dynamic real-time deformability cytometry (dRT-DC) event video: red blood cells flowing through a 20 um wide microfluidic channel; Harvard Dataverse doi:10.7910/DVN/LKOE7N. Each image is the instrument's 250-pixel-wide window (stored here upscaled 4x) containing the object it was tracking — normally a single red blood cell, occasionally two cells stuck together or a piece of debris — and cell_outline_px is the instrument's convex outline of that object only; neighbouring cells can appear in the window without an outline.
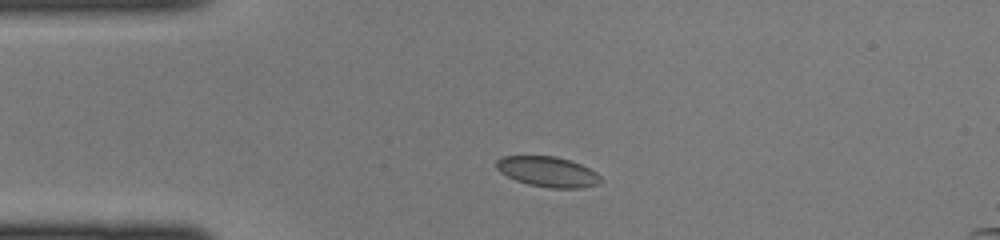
{"species": "common noctule bat (a hibernating species)", "species_latin": "Nyctalus noctula", "temperature_condition": "cold", "stored_images_in_passage": 36, "camera_frame_rate_fps": 3000, "um_per_image_px": 0.085, "animal": {"sex": "female", "body_mass_g": 22.0, "forearm_length_mm": 56.7}, "frame": {"image": 1, "passage_image": 1, "time_ms": 0.0, "image_size_px": [1000, 240], "cell_outline_px": [[604, 180], [600, 184], [580, 188], [548, 188], [528, 184], [516, 180], [500, 172], [496, 168], [496, 160], [504, 156], [556, 156], [580, 164], [596, 172]], "centroid_in_image_um": [46.58, 14.6], "position_along_channel_um": 38.4, "area_um2": 18.44}}
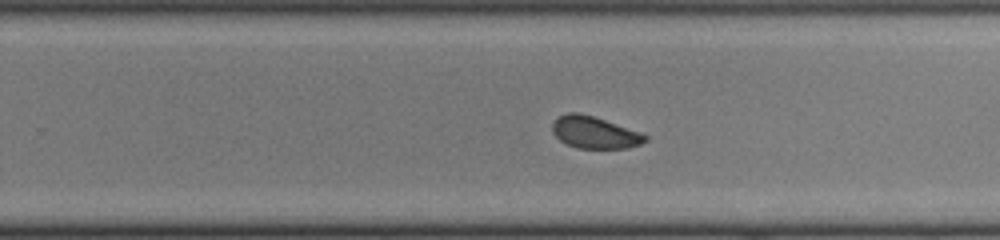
{"frame": {"image": 2, "passage_image": 19, "time_ms": 6.0, "image_size_px": [1000, 240], "cell_outline_px": [[648, 140], [640, 144], [628, 148], [576, 148], [560, 140], [552, 132], [552, 124], [560, 116], [568, 112], [580, 112], [640, 132], [648, 136]], "centroid_in_image_um": [50.54, 11.26], "position_along_channel_um": 279.3, "area_um2": 17.11}}
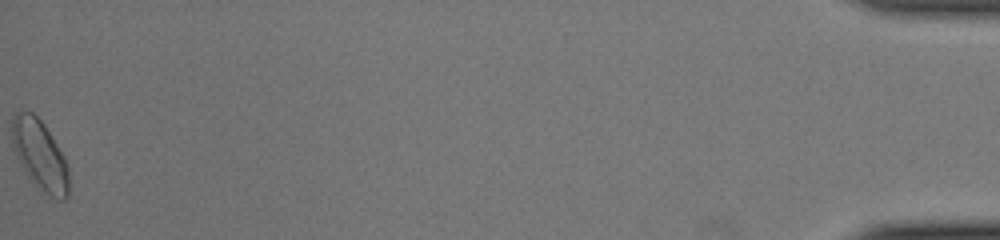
{"frame": {"image": 3, "passage_image": 36, "time_ms": 11.667, "image_size_px": [1000, 240], "cell_outline_px": [[68, 196], [64, 200], [56, 200], [32, 184], [24, 172], [16, 156], [12, 144], [12, 116], [20, 108], [32, 112], [44, 124], [64, 156], [68, 164]], "centroid_in_image_um": [3.37, 13.18], "position_along_channel_um": 431.8, "area_um2": 23.58}}